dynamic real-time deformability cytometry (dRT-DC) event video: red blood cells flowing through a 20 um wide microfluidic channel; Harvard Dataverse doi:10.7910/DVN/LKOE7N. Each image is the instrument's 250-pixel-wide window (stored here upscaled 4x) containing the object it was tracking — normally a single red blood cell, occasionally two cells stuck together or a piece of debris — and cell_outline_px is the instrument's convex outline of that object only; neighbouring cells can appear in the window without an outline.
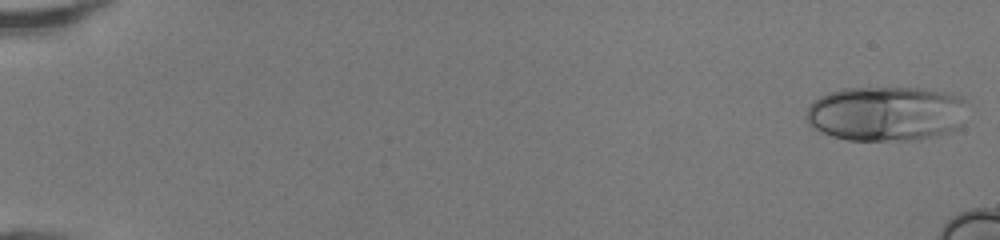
{"species": "human", "species_latin": "Homo sapiens", "temperature_condition": "room temperature", "stored_images_in_passage": 17, "camera_frame_rate_fps": 3000, "um_per_image_px": 0.085, "donor": {"sex": "female"}, "frame": {"image": 1, "passage_image": 1, "time_ms": 0.0, "image_size_px": [1000, 240], "cell_outline_px": [[964, 100], [960, 128], [932, 136], [912, 140], [848, 140], [832, 136], [812, 128], [808, 124], [804, 116], [808, 104], [820, 96], [828, 92], [840, 88], [924, 88], [952, 92], [960, 96]], "centroid_in_image_um": [75.25, 9.64], "position_along_channel_um": 9.8, "area_um2": 51.85}}
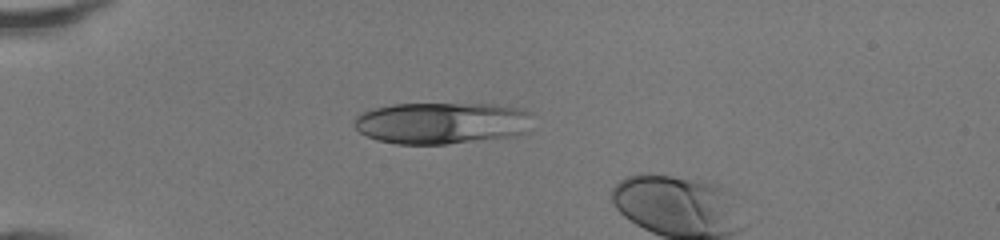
{"frame": {"image": 2, "passage_image": 14, "time_ms": 4.333, "image_size_px": [1000, 240], "cell_outline_px": [[528, 132], [516, 136], [444, 144], [396, 144], [376, 140], [360, 132], [356, 128], [356, 116], [360, 112], [372, 108], [392, 104], [492, 104], [520, 108], [528, 112]], "centroid_in_image_um": [37.52, 10.46], "position_along_channel_um": 47.5, "area_um2": 43.29}}